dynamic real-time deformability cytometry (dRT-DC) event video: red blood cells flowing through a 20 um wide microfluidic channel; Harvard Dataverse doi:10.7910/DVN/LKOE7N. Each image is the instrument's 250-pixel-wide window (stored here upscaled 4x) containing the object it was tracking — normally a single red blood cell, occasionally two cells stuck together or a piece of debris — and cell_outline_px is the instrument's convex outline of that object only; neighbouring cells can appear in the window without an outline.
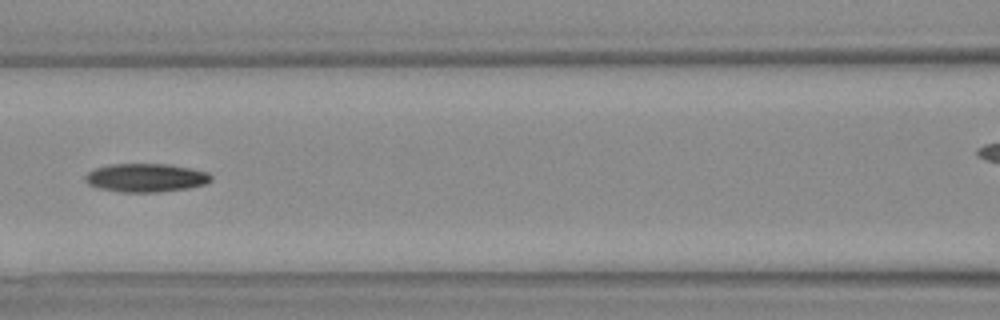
{"species": "Egyptian fruit bat (a non-hibernating species)", "species_latin": "Rousettus aegyptiacus", "temperature_condition": "warm", "stored_images_in_passage": 31, "camera_frame_rate_fps": 3000, "um_per_image_px": 0.085, "animal": {"sex": "female"}, "frame": {"image": 1, "passage_image": 14, "time_ms": 4.333, "image_size_px": [1000, 320], "cell_outline_px": [[212, 180], [204, 184], [188, 188], [156, 192], [124, 192], [100, 188], [88, 184], [84, 180], [84, 176], [88, 172], [96, 168], [108, 164], [168, 164], [192, 168], [208, 172], [212, 176]], "centroid_in_image_um": [12.4, 15.1], "position_along_channel_um": 154.2, "area_um2": 20.87}}